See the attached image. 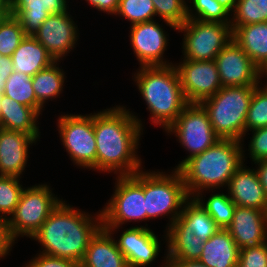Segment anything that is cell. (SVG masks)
Segmentation results:
<instances>
[{
    "label": "cell",
    "instance_id": "d6986e66",
    "mask_svg": "<svg viewBox=\"0 0 267 267\" xmlns=\"http://www.w3.org/2000/svg\"><path fill=\"white\" fill-rule=\"evenodd\" d=\"M226 189L236 206L267 211V196L255 168L250 169L243 163Z\"/></svg>",
    "mask_w": 267,
    "mask_h": 267
},
{
    "label": "cell",
    "instance_id": "83f0119b",
    "mask_svg": "<svg viewBox=\"0 0 267 267\" xmlns=\"http://www.w3.org/2000/svg\"><path fill=\"white\" fill-rule=\"evenodd\" d=\"M179 219L202 241L208 240L220 229L208 212L193 197L185 202Z\"/></svg>",
    "mask_w": 267,
    "mask_h": 267
},
{
    "label": "cell",
    "instance_id": "d4e9b609",
    "mask_svg": "<svg viewBox=\"0 0 267 267\" xmlns=\"http://www.w3.org/2000/svg\"><path fill=\"white\" fill-rule=\"evenodd\" d=\"M13 71L33 77L37 72L49 67L54 59L46 48L32 35H26L11 56Z\"/></svg>",
    "mask_w": 267,
    "mask_h": 267
},
{
    "label": "cell",
    "instance_id": "6da1fadb",
    "mask_svg": "<svg viewBox=\"0 0 267 267\" xmlns=\"http://www.w3.org/2000/svg\"><path fill=\"white\" fill-rule=\"evenodd\" d=\"M124 105L93 113L96 139V171L133 175L143 169L137 154L143 134L142 120Z\"/></svg>",
    "mask_w": 267,
    "mask_h": 267
},
{
    "label": "cell",
    "instance_id": "f35d334b",
    "mask_svg": "<svg viewBox=\"0 0 267 267\" xmlns=\"http://www.w3.org/2000/svg\"><path fill=\"white\" fill-rule=\"evenodd\" d=\"M253 135L248 142L250 160L256 162L267 159V127L252 130Z\"/></svg>",
    "mask_w": 267,
    "mask_h": 267
},
{
    "label": "cell",
    "instance_id": "d590c367",
    "mask_svg": "<svg viewBox=\"0 0 267 267\" xmlns=\"http://www.w3.org/2000/svg\"><path fill=\"white\" fill-rule=\"evenodd\" d=\"M119 15L131 25L154 20L156 12L152 0H119L114 16Z\"/></svg>",
    "mask_w": 267,
    "mask_h": 267
},
{
    "label": "cell",
    "instance_id": "30bf717a",
    "mask_svg": "<svg viewBox=\"0 0 267 267\" xmlns=\"http://www.w3.org/2000/svg\"><path fill=\"white\" fill-rule=\"evenodd\" d=\"M165 132L167 135L174 134L178 143L189 153L174 169H179L188 159L203 153L221 139L200 103H189Z\"/></svg>",
    "mask_w": 267,
    "mask_h": 267
},
{
    "label": "cell",
    "instance_id": "1f68e13d",
    "mask_svg": "<svg viewBox=\"0 0 267 267\" xmlns=\"http://www.w3.org/2000/svg\"><path fill=\"white\" fill-rule=\"evenodd\" d=\"M187 18L230 24L231 13L217 0H187ZM191 7H193L191 9Z\"/></svg>",
    "mask_w": 267,
    "mask_h": 267
},
{
    "label": "cell",
    "instance_id": "60d3db41",
    "mask_svg": "<svg viewBox=\"0 0 267 267\" xmlns=\"http://www.w3.org/2000/svg\"><path fill=\"white\" fill-rule=\"evenodd\" d=\"M15 243L8 231L7 220L0 218V260L10 254Z\"/></svg>",
    "mask_w": 267,
    "mask_h": 267
},
{
    "label": "cell",
    "instance_id": "e575fe53",
    "mask_svg": "<svg viewBox=\"0 0 267 267\" xmlns=\"http://www.w3.org/2000/svg\"><path fill=\"white\" fill-rule=\"evenodd\" d=\"M20 179L14 176H0V218L8 220L14 213L25 188Z\"/></svg>",
    "mask_w": 267,
    "mask_h": 267
},
{
    "label": "cell",
    "instance_id": "277c9868",
    "mask_svg": "<svg viewBox=\"0 0 267 267\" xmlns=\"http://www.w3.org/2000/svg\"><path fill=\"white\" fill-rule=\"evenodd\" d=\"M133 77L152 124L166 131L189 104L175 65L139 66Z\"/></svg>",
    "mask_w": 267,
    "mask_h": 267
},
{
    "label": "cell",
    "instance_id": "44dd1931",
    "mask_svg": "<svg viewBox=\"0 0 267 267\" xmlns=\"http://www.w3.org/2000/svg\"><path fill=\"white\" fill-rule=\"evenodd\" d=\"M79 267H128V264L113 234L101 227L91 238Z\"/></svg>",
    "mask_w": 267,
    "mask_h": 267
},
{
    "label": "cell",
    "instance_id": "4316f807",
    "mask_svg": "<svg viewBox=\"0 0 267 267\" xmlns=\"http://www.w3.org/2000/svg\"><path fill=\"white\" fill-rule=\"evenodd\" d=\"M65 73L59 67V61H55L31 77L36 100L43 108L48 100L58 98L64 91Z\"/></svg>",
    "mask_w": 267,
    "mask_h": 267
},
{
    "label": "cell",
    "instance_id": "74e56055",
    "mask_svg": "<svg viewBox=\"0 0 267 267\" xmlns=\"http://www.w3.org/2000/svg\"><path fill=\"white\" fill-rule=\"evenodd\" d=\"M237 267H267V242L258 247L240 249Z\"/></svg>",
    "mask_w": 267,
    "mask_h": 267
},
{
    "label": "cell",
    "instance_id": "9c48e42d",
    "mask_svg": "<svg viewBox=\"0 0 267 267\" xmlns=\"http://www.w3.org/2000/svg\"><path fill=\"white\" fill-rule=\"evenodd\" d=\"M178 32L183 34V60H214L221 50L233 39L230 24L187 19Z\"/></svg>",
    "mask_w": 267,
    "mask_h": 267
},
{
    "label": "cell",
    "instance_id": "ba28073f",
    "mask_svg": "<svg viewBox=\"0 0 267 267\" xmlns=\"http://www.w3.org/2000/svg\"><path fill=\"white\" fill-rule=\"evenodd\" d=\"M48 183L25 187L14 213L8 218L11 238L32 236L40 229L51 212L63 200L55 196Z\"/></svg>",
    "mask_w": 267,
    "mask_h": 267
},
{
    "label": "cell",
    "instance_id": "3957f363",
    "mask_svg": "<svg viewBox=\"0 0 267 267\" xmlns=\"http://www.w3.org/2000/svg\"><path fill=\"white\" fill-rule=\"evenodd\" d=\"M243 146L239 140L220 139L203 153L188 159L178 170L189 197L227 187L231 177L245 162Z\"/></svg>",
    "mask_w": 267,
    "mask_h": 267
},
{
    "label": "cell",
    "instance_id": "7a4b0ae2",
    "mask_svg": "<svg viewBox=\"0 0 267 267\" xmlns=\"http://www.w3.org/2000/svg\"><path fill=\"white\" fill-rule=\"evenodd\" d=\"M62 200L31 240L40 243V253L70 259L80 264L91 238L102 227L101 211L89 214Z\"/></svg>",
    "mask_w": 267,
    "mask_h": 267
},
{
    "label": "cell",
    "instance_id": "7c38bea8",
    "mask_svg": "<svg viewBox=\"0 0 267 267\" xmlns=\"http://www.w3.org/2000/svg\"><path fill=\"white\" fill-rule=\"evenodd\" d=\"M174 65L188 103H201L222 88L214 60H182Z\"/></svg>",
    "mask_w": 267,
    "mask_h": 267
},
{
    "label": "cell",
    "instance_id": "603a6c76",
    "mask_svg": "<svg viewBox=\"0 0 267 267\" xmlns=\"http://www.w3.org/2000/svg\"><path fill=\"white\" fill-rule=\"evenodd\" d=\"M239 250L229 231L220 228L203 242L198 261L207 267H237Z\"/></svg>",
    "mask_w": 267,
    "mask_h": 267
},
{
    "label": "cell",
    "instance_id": "484cf974",
    "mask_svg": "<svg viewBox=\"0 0 267 267\" xmlns=\"http://www.w3.org/2000/svg\"><path fill=\"white\" fill-rule=\"evenodd\" d=\"M233 40L258 67L267 60V22L237 27Z\"/></svg>",
    "mask_w": 267,
    "mask_h": 267
},
{
    "label": "cell",
    "instance_id": "e0dca14e",
    "mask_svg": "<svg viewBox=\"0 0 267 267\" xmlns=\"http://www.w3.org/2000/svg\"><path fill=\"white\" fill-rule=\"evenodd\" d=\"M226 229L239 249L258 247L267 242V211L236 206Z\"/></svg>",
    "mask_w": 267,
    "mask_h": 267
},
{
    "label": "cell",
    "instance_id": "7dc6e473",
    "mask_svg": "<svg viewBox=\"0 0 267 267\" xmlns=\"http://www.w3.org/2000/svg\"><path fill=\"white\" fill-rule=\"evenodd\" d=\"M0 13H11V0H0Z\"/></svg>",
    "mask_w": 267,
    "mask_h": 267
},
{
    "label": "cell",
    "instance_id": "7bdbcfd3",
    "mask_svg": "<svg viewBox=\"0 0 267 267\" xmlns=\"http://www.w3.org/2000/svg\"><path fill=\"white\" fill-rule=\"evenodd\" d=\"M91 7L98 11L105 12L108 15L116 13L119 5V0H85Z\"/></svg>",
    "mask_w": 267,
    "mask_h": 267
},
{
    "label": "cell",
    "instance_id": "f1b7e54d",
    "mask_svg": "<svg viewBox=\"0 0 267 267\" xmlns=\"http://www.w3.org/2000/svg\"><path fill=\"white\" fill-rule=\"evenodd\" d=\"M203 197L206 196L196 195L194 198L208 212L210 217L220 228L226 229L232 222L236 208V205L231 200L228 193H214L211 194L209 198H206V200Z\"/></svg>",
    "mask_w": 267,
    "mask_h": 267
},
{
    "label": "cell",
    "instance_id": "5b68a950",
    "mask_svg": "<svg viewBox=\"0 0 267 267\" xmlns=\"http://www.w3.org/2000/svg\"><path fill=\"white\" fill-rule=\"evenodd\" d=\"M256 86H225L200 104L221 139L242 141L252 94Z\"/></svg>",
    "mask_w": 267,
    "mask_h": 267
},
{
    "label": "cell",
    "instance_id": "5bb4252c",
    "mask_svg": "<svg viewBox=\"0 0 267 267\" xmlns=\"http://www.w3.org/2000/svg\"><path fill=\"white\" fill-rule=\"evenodd\" d=\"M130 44L141 66H168L164 58L169 45L167 32L156 20L130 25ZM168 44V45H167Z\"/></svg>",
    "mask_w": 267,
    "mask_h": 267
},
{
    "label": "cell",
    "instance_id": "cb8c5ba5",
    "mask_svg": "<svg viewBox=\"0 0 267 267\" xmlns=\"http://www.w3.org/2000/svg\"><path fill=\"white\" fill-rule=\"evenodd\" d=\"M39 117L40 114L34 108L1 94L0 128L23 132L30 136H40L37 123Z\"/></svg>",
    "mask_w": 267,
    "mask_h": 267
},
{
    "label": "cell",
    "instance_id": "f907efd6",
    "mask_svg": "<svg viewBox=\"0 0 267 267\" xmlns=\"http://www.w3.org/2000/svg\"><path fill=\"white\" fill-rule=\"evenodd\" d=\"M11 13H0V20L3 18V17H6L8 15H10Z\"/></svg>",
    "mask_w": 267,
    "mask_h": 267
},
{
    "label": "cell",
    "instance_id": "ee69618b",
    "mask_svg": "<svg viewBox=\"0 0 267 267\" xmlns=\"http://www.w3.org/2000/svg\"><path fill=\"white\" fill-rule=\"evenodd\" d=\"M256 165V172L259 177V181L264 188L265 194L267 196V159H262L254 162ZM258 165V166H257Z\"/></svg>",
    "mask_w": 267,
    "mask_h": 267
},
{
    "label": "cell",
    "instance_id": "b9f144b4",
    "mask_svg": "<svg viewBox=\"0 0 267 267\" xmlns=\"http://www.w3.org/2000/svg\"><path fill=\"white\" fill-rule=\"evenodd\" d=\"M13 72L11 57L0 55V94L4 93L6 81Z\"/></svg>",
    "mask_w": 267,
    "mask_h": 267
},
{
    "label": "cell",
    "instance_id": "8992f818",
    "mask_svg": "<svg viewBox=\"0 0 267 267\" xmlns=\"http://www.w3.org/2000/svg\"><path fill=\"white\" fill-rule=\"evenodd\" d=\"M115 191L101 209L102 227L114 234L127 222L147 220L144 169L133 175L117 176Z\"/></svg>",
    "mask_w": 267,
    "mask_h": 267
},
{
    "label": "cell",
    "instance_id": "52a82bcc",
    "mask_svg": "<svg viewBox=\"0 0 267 267\" xmlns=\"http://www.w3.org/2000/svg\"><path fill=\"white\" fill-rule=\"evenodd\" d=\"M144 197L147 221L169 216L166 230L179 218L190 198L178 169H173L170 174L159 170L144 171Z\"/></svg>",
    "mask_w": 267,
    "mask_h": 267
},
{
    "label": "cell",
    "instance_id": "ffe728a7",
    "mask_svg": "<svg viewBox=\"0 0 267 267\" xmlns=\"http://www.w3.org/2000/svg\"><path fill=\"white\" fill-rule=\"evenodd\" d=\"M68 0H11V15L26 35H33L51 14L70 11Z\"/></svg>",
    "mask_w": 267,
    "mask_h": 267
},
{
    "label": "cell",
    "instance_id": "ab89813d",
    "mask_svg": "<svg viewBox=\"0 0 267 267\" xmlns=\"http://www.w3.org/2000/svg\"><path fill=\"white\" fill-rule=\"evenodd\" d=\"M37 254L22 267H79L78 263L70 259L54 257L43 253Z\"/></svg>",
    "mask_w": 267,
    "mask_h": 267
},
{
    "label": "cell",
    "instance_id": "681fc988",
    "mask_svg": "<svg viewBox=\"0 0 267 267\" xmlns=\"http://www.w3.org/2000/svg\"><path fill=\"white\" fill-rule=\"evenodd\" d=\"M165 256L164 257H162V258H164V261H163V265H161V267H167V258H166V254H164Z\"/></svg>",
    "mask_w": 267,
    "mask_h": 267
},
{
    "label": "cell",
    "instance_id": "9a60e30c",
    "mask_svg": "<svg viewBox=\"0 0 267 267\" xmlns=\"http://www.w3.org/2000/svg\"><path fill=\"white\" fill-rule=\"evenodd\" d=\"M222 87L257 86L259 67L232 39L214 59Z\"/></svg>",
    "mask_w": 267,
    "mask_h": 267
},
{
    "label": "cell",
    "instance_id": "ac0fdd59",
    "mask_svg": "<svg viewBox=\"0 0 267 267\" xmlns=\"http://www.w3.org/2000/svg\"><path fill=\"white\" fill-rule=\"evenodd\" d=\"M40 136L0 128V176L21 178L29 158V148Z\"/></svg>",
    "mask_w": 267,
    "mask_h": 267
},
{
    "label": "cell",
    "instance_id": "2e32d148",
    "mask_svg": "<svg viewBox=\"0 0 267 267\" xmlns=\"http://www.w3.org/2000/svg\"><path fill=\"white\" fill-rule=\"evenodd\" d=\"M115 238L118 249L126 258L128 267H146L157 259L161 241L157 234L146 226H132Z\"/></svg>",
    "mask_w": 267,
    "mask_h": 267
},
{
    "label": "cell",
    "instance_id": "8fae6325",
    "mask_svg": "<svg viewBox=\"0 0 267 267\" xmlns=\"http://www.w3.org/2000/svg\"><path fill=\"white\" fill-rule=\"evenodd\" d=\"M60 140L70 160L79 168L96 170L93 114H61L57 119Z\"/></svg>",
    "mask_w": 267,
    "mask_h": 267
},
{
    "label": "cell",
    "instance_id": "836d02e7",
    "mask_svg": "<svg viewBox=\"0 0 267 267\" xmlns=\"http://www.w3.org/2000/svg\"><path fill=\"white\" fill-rule=\"evenodd\" d=\"M26 34L14 15L0 20V55L11 57Z\"/></svg>",
    "mask_w": 267,
    "mask_h": 267
},
{
    "label": "cell",
    "instance_id": "4dcf8cb0",
    "mask_svg": "<svg viewBox=\"0 0 267 267\" xmlns=\"http://www.w3.org/2000/svg\"><path fill=\"white\" fill-rule=\"evenodd\" d=\"M231 17L232 31L239 26L267 22V0H237Z\"/></svg>",
    "mask_w": 267,
    "mask_h": 267
},
{
    "label": "cell",
    "instance_id": "8d00e7d4",
    "mask_svg": "<svg viewBox=\"0 0 267 267\" xmlns=\"http://www.w3.org/2000/svg\"><path fill=\"white\" fill-rule=\"evenodd\" d=\"M156 16L167 26L177 31L187 18V2L185 0H152Z\"/></svg>",
    "mask_w": 267,
    "mask_h": 267
},
{
    "label": "cell",
    "instance_id": "7402d4cb",
    "mask_svg": "<svg viewBox=\"0 0 267 267\" xmlns=\"http://www.w3.org/2000/svg\"><path fill=\"white\" fill-rule=\"evenodd\" d=\"M164 232L167 260H198L203 250V242L196 237L179 218Z\"/></svg>",
    "mask_w": 267,
    "mask_h": 267
},
{
    "label": "cell",
    "instance_id": "f546056e",
    "mask_svg": "<svg viewBox=\"0 0 267 267\" xmlns=\"http://www.w3.org/2000/svg\"><path fill=\"white\" fill-rule=\"evenodd\" d=\"M3 94L18 103L34 108L42 115L43 107L36 100L32 78L29 75L13 72L6 81Z\"/></svg>",
    "mask_w": 267,
    "mask_h": 267
},
{
    "label": "cell",
    "instance_id": "f6af8a7d",
    "mask_svg": "<svg viewBox=\"0 0 267 267\" xmlns=\"http://www.w3.org/2000/svg\"><path fill=\"white\" fill-rule=\"evenodd\" d=\"M167 267H207L198 260H167Z\"/></svg>",
    "mask_w": 267,
    "mask_h": 267
},
{
    "label": "cell",
    "instance_id": "bcb514c9",
    "mask_svg": "<svg viewBox=\"0 0 267 267\" xmlns=\"http://www.w3.org/2000/svg\"><path fill=\"white\" fill-rule=\"evenodd\" d=\"M222 6H224L230 13L235 9L237 0H217Z\"/></svg>",
    "mask_w": 267,
    "mask_h": 267
},
{
    "label": "cell",
    "instance_id": "d6a6232c",
    "mask_svg": "<svg viewBox=\"0 0 267 267\" xmlns=\"http://www.w3.org/2000/svg\"><path fill=\"white\" fill-rule=\"evenodd\" d=\"M263 85V87H261ZM267 127V85L259 84L254 88L245 123V135L248 131Z\"/></svg>",
    "mask_w": 267,
    "mask_h": 267
},
{
    "label": "cell",
    "instance_id": "4fadbf2b",
    "mask_svg": "<svg viewBox=\"0 0 267 267\" xmlns=\"http://www.w3.org/2000/svg\"><path fill=\"white\" fill-rule=\"evenodd\" d=\"M70 12L51 14L32 35L54 61H61L77 45L79 30Z\"/></svg>",
    "mask_w": 267,
    "mask_h": 267
},
{
    "label": "cell",
    "instance_id": "c3c4849f",
    "mask_svg": "<svg viewBox=\"0 0 267 267\" xmlns=\"http://www.w3.org/2000/svg\"><path fill=\"white\" fill-rule=\"evenodd\" d=\"M267 78V60L259 67V80H262V78ZM267 85V81H266Z\"/></svg>",
    "mask_w": 267,
    "mask_h": 267
}]
</instances>
